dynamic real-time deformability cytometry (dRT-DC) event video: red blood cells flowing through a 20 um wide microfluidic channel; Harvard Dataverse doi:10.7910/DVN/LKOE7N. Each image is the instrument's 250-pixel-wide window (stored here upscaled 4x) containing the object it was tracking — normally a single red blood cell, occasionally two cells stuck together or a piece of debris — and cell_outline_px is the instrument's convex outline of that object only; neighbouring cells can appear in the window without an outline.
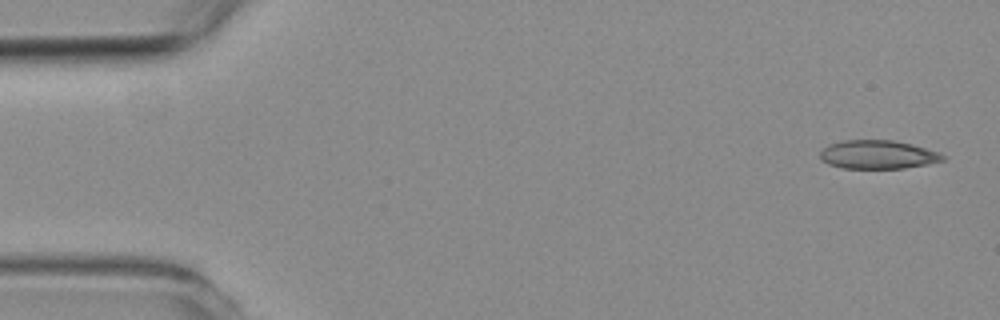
{"species": "common noctule bat (a hibernating species)", "species_latin": "Nyctalus noctula", "temperature_condition": "room temperature", "stored_images_in_passage": 5, "camera_frame_rate_fps": 3000, "um_per_image_px": 0.085, "animal": {"sex": "female", "body_mass_g": 19.3, "forearm_length_mm": 54.1}, "frame": {"image": 1, "passage_image": 1, "time_ms": 0.0, "image_size_px": [1000, 320], "cell_outline_px": [[944, 160], [928, 164], [904, 168], [844, 168], [828, 164], [820, 160], [820, 152], [828, 144], [844, 140], [892, 140], [912, 144], [940, 152], [944, 156]], "centroid_in_image_um": [74.61, 13.14], "position_along_channel_um": 10.4, "area_um2": 20.46}}